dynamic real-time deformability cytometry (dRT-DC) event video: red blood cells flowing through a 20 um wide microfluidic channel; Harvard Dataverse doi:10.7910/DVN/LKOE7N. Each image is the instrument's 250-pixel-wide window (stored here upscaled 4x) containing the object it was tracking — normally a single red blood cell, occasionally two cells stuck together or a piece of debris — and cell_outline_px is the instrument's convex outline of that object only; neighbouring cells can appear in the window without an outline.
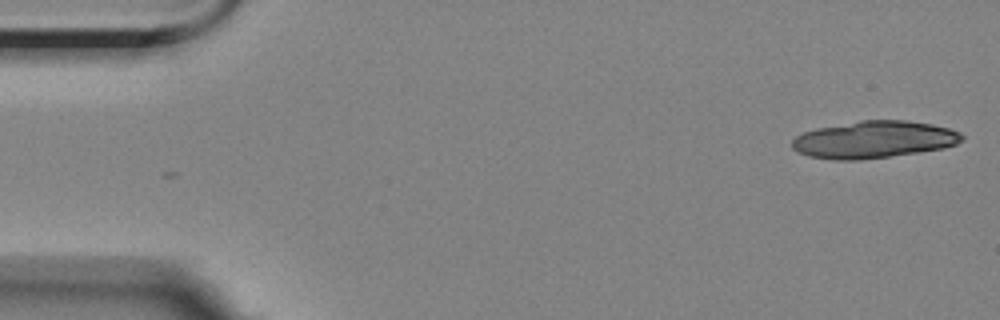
{"species": "Egyptian fruit bat (a non-hibernating species)", "species_latin": "Rousettus aegyptiacus", "temperature_condition": "room temperature", "stored_images_in_passage": 2, "camera_frame_rate_fps": 3000, "um_per_image_px": 0.085, "animal": {"sex": "female"}, "frame": {"image": 1, "passage_image": 1, "time_ms": 0.0, "image_size_px": [1000, 320], "cell_outline_px": [[964, 140], [956, 144], [944, 148], [860, 160], [832, 160], [808, 156], [792, 148], [792, 140], [796, 136], [804, 132], [816, 128], [860, 120], [904, 120], [932, 124], [948, 128], [960, 132], [964, 136]], "centroid_in_image_um": [74.28, 11.86], "position_along_channel_um": 10.7, "area_um2": 36.7}}